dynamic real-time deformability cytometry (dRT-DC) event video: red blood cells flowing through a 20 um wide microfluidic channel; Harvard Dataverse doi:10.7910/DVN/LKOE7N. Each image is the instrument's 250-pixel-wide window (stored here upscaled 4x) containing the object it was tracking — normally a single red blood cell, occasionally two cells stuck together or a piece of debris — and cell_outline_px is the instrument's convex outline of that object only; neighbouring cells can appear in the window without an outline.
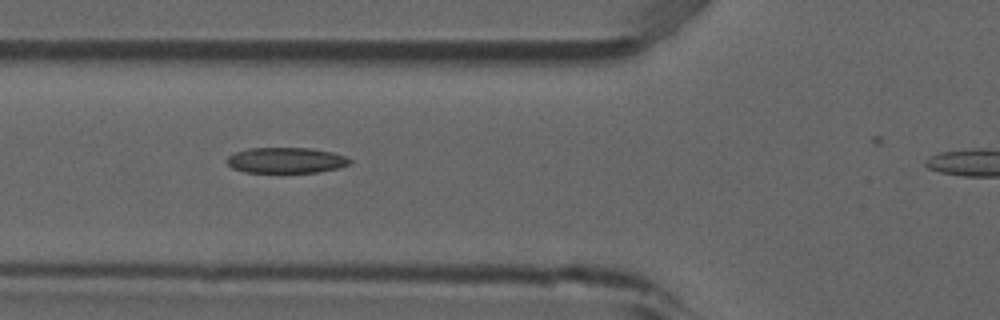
{"species": "common noctule bat (a hibernating species)", "species_latin": "Nyctalus noctula", "temperature_condition": "room temperature", "stored_images_in_passage": 8, "camera_frame_rate_fps": 3000, "um_per_image_px": 0.085, "animal": {"sex": "male", "forearm_length_mm": 52.5}, "frame": {"image": 1, "passage_image": 6, "time_ms": 1.667, "image_size_px": [1000, 320], "cell_outline_px": [[352, 160], [348, 164], [340, 168], [320, 172], [244, 172], [232, 168], [224, 160], [228, 156], [236, 152], [248, 148], [312, 148], [332, 152], [348, 156]], "centroid_in_image_um": [24.33, 13.62], "position_along_channel_um": 101.5, "area_um2": 18.55}}